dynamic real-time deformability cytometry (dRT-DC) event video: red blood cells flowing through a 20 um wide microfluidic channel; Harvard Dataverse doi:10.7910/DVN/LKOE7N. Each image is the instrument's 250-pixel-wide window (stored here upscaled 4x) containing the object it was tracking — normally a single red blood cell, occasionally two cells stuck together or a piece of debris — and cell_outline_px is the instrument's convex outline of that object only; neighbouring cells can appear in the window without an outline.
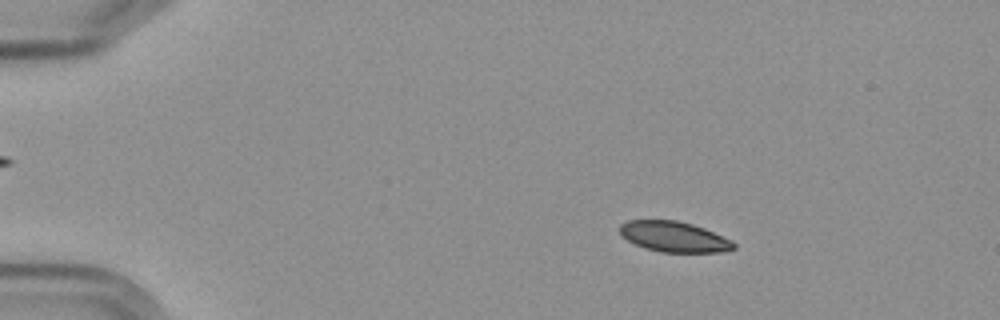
{"species": "Egyptian fruit bat (a non-hibernating species)", "species_latin": "Rousettus aegyptiacus", "temperature_condition": "cold", "stored_images_in_passage": 4, "camera_frame_rate_fps": 3000, "um_per_image_px": 0.085, "frame": {"image": 1, "passage_image": 2, "time_ms": 1.333, "image_size_px": [1000, 320], "cell_outline_px": [[736, 248], [720, 252], [660, 252], [644, 248], [628, 240], [620, 232], [620, 224], [628, 220], [676, 220], [692, 224], [704, 228], [732, 240], [736, 244]], "centroid_in_image_um": [57.31, 20.12], "position_along_channel_um": 27.7, "area_um2": 20.17}}